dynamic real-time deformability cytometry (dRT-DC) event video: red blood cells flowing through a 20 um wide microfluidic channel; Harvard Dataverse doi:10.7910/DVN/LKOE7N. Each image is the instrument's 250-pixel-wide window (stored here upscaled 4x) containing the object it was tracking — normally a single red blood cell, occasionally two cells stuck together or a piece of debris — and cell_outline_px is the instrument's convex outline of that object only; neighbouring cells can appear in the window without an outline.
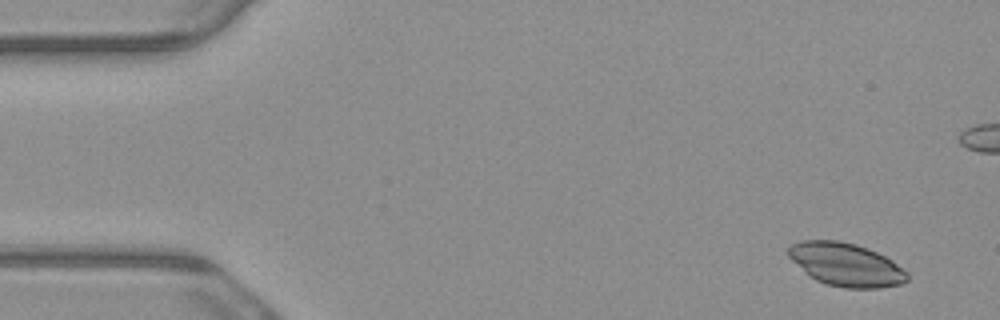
{"species": "common noctule bat (a hibernating species)", "species_latin": "Nyctalus noctula", "temperature_condition": "warm", "stored_images_in_passage": 5, "segment_of_instrument_passage": [1, 2], "camera_frame_rate_fps": 3000, "um_per_image_px": 0.085, "animal": {"sex": "male", "body_mass_g": 23.1, "forearm_length_mm": 52.7}, "frame": {"image": 1, "passage_image": 1, "time_ms": 0.0, "image_size_px": [1000, 320], "cell_outline_px": [[908, 280], [900, 284], [880, 288], [844, 288], [828, 284], [816, 280], [808, 276], [788, 256], [788, 248], [792, 244], [800, 240], [840, 240], [856, 244], [868, 248], [892, 260], [908, 272]], "centroid_in_image_um": [71.9, 22.48], "position_along_channel_um": 13.1, "area_um2": 30.0}}